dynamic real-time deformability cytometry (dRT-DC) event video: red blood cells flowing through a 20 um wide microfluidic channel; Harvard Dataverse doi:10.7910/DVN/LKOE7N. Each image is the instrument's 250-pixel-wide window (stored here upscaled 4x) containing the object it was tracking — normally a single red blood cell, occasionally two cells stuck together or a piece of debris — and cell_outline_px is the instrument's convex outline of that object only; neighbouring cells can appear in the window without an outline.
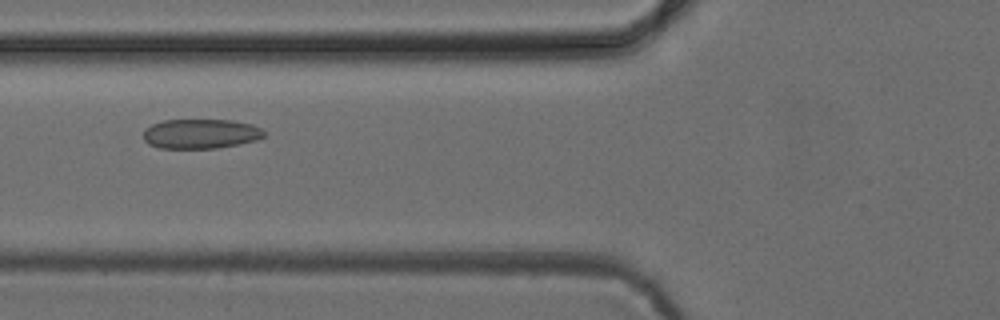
{"species": "common noctule bat (a hibernating species)", "species_latin": "Nyctalus noctula", "temperature_condition": "cold", "stored_images_in_passage": 5, "camera_frame_rate_fps": 3000, "um_per_image_px": 0.085, "animal": {"sex": "female", "body_mass_g": 24.6, "forearm_length_mm": 56.2}, "frame": {"image": 1, "passage_image": 5, "time_ms": 5.333, "image_size_px": [1000, 320], "cell_outline_px": [[264, 136], [256, 140], [240, 144], [216, 148], [160, 148], [148, 144], [144, 140], [144, 128], [152, 124], [164, 120], [232, 120], [252, 124], [260, 128], [264, 132]], "centroid_in_image_um": [17.04, 11.37], "position_along_channel_um": 108.8, "area_um2": 20.87}}